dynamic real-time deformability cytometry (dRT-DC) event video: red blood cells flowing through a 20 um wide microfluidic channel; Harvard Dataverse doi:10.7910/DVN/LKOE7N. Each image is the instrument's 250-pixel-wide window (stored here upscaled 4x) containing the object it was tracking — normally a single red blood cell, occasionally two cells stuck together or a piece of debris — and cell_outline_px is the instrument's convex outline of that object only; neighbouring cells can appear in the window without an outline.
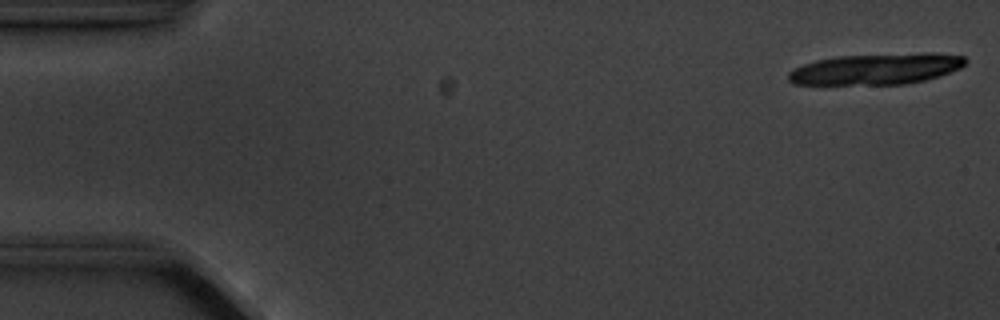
{"species": "common noctule bat (a hibernating species)", "species_latin": "Nyctalus noctula", "temperature_condition": "cold", "stored_images_in_passage": 4, "camera_frame_rate_fps": 3000, "um_per_image_px": 0.085, "animal": {"sex": "male", "body_mass_g": 20.1, "forearm_length_mm": 53.5}, "frame": {"image": 1, "passage_image": 1, "time_ms": 0.0, "image_size_px": [1000, 320], "cell_outline_px": [[968, 60], [960, 68], [940, 76], [924, 80], [904, 84], [792, 84], [788, 80], [788, 72], [804, 64], [816, 60], [836, 56], [924, 52], [932, 52], [964, 56]], "centroid_in_image_um": [74.51, 5.85], "position_along_channel_um": 10.5, "area_um2": 32.19}}